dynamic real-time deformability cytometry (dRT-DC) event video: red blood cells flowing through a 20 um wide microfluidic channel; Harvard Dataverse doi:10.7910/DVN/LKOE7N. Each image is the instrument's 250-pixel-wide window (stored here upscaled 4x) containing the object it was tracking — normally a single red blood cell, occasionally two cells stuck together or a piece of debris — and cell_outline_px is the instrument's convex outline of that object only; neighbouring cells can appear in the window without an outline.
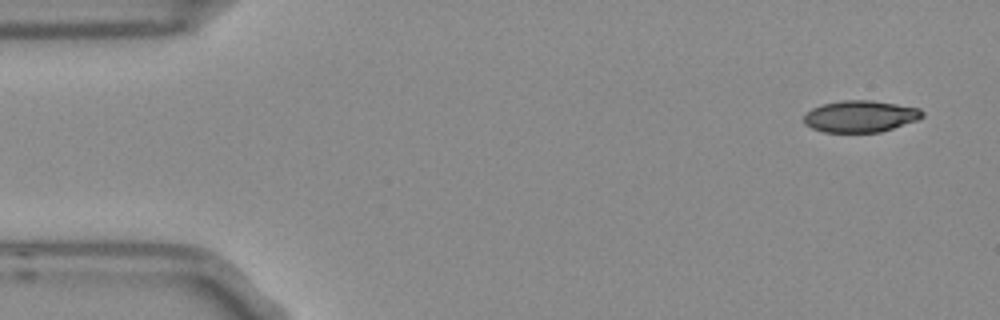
{"species": "Egyptian fruit bat (a non-hibernating species)", "species_latin": "Rousettus aegyptiacus", "temperature_condition": "room temperature", "stored_images_in_passage": 5, "camera_frame_rate_fps": 3000, "um_per_image_px": 0.085, "frame": {"image": 1, "passage_image": 1, "time_ms": 0.0, "image_size_px": [1000, 320], "cell_outline_px": [[924, 116], [916, 120], [880, 132], [824, 132], [812, 128], [804, 124], [804, 116], [812, 108], [824, 104], [844, 100], [872, 100], [920, 108], [924, 112]], "centroid_in_image_um": [73.13, 9.89], "position_along_channel_um": 11.9, "area_um2": 21.68}}
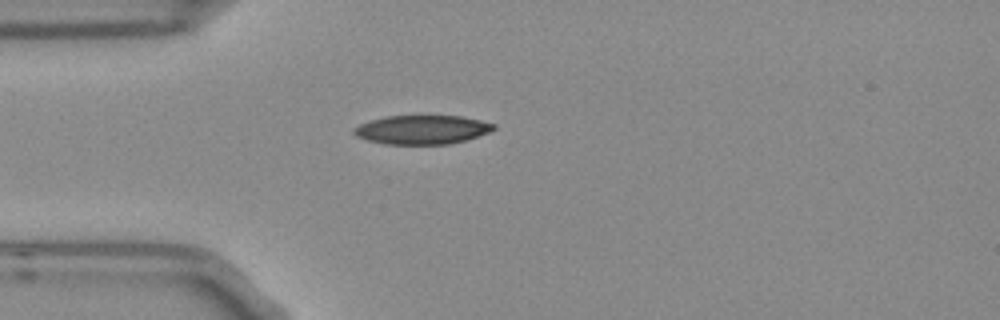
{"frame": {"image": 2, "passage_image": 4, "time_ms": 1.0, "image_size_px": [1000, 320], "cell_outline_px": [[496, 128], [488, 132], [464, 140], [448, 144], [384, 144], [368, 140], [356, 136], [352, 132], [352, 128], [360, 124], [384, 116], [460, 116], [480, 120], [496, 124]], "centroid_in_image_um": [35.84, 11.02], "position_along_channel_um": 49.2, "area_um2": 23.41}}